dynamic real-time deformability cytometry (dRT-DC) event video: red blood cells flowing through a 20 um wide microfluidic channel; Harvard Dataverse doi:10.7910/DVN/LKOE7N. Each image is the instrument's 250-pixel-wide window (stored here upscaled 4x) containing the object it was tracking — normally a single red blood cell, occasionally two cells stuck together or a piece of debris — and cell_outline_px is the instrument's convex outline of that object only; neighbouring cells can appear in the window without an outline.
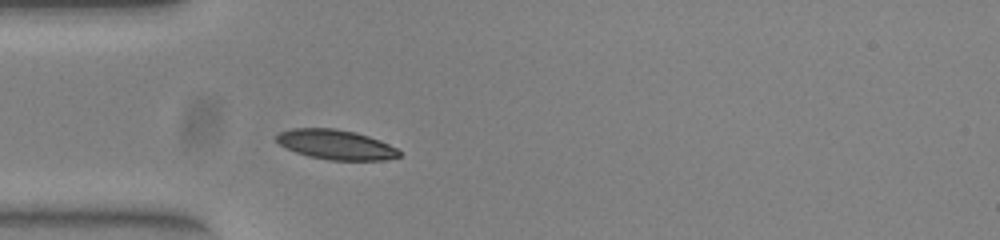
{"species": "common noctule bat (a hibernating species)", "species_latin": "Nyctalus noctula", "temperature_condition": "warm", "stored_images_in_passage": 38, "camera_frame_rate_fps": 3000, "um_per_image_px": 0.085, "animal": {"sex": "female", "body_mass_g": 23.0, "forearm_length_mm": 53.4}, "frame": {"image": 1, "passage_image": 1, "time_ms": 0.0, "image_size_px": [1000, 240], "cell_outline_px": [[400, 156], [384, 160], [328, 160], [308, 156], [296, 152], [280, 144], [276, 140], [276, 136], [280, 132], [292, 128], [332, 128], [356, 132], [380, 140], [396, 148], [400, 152]], "centroid_in_image_um": [28.55, 12.29], "position_along_channel_um": 56.5, "area_um2": 21.15}}
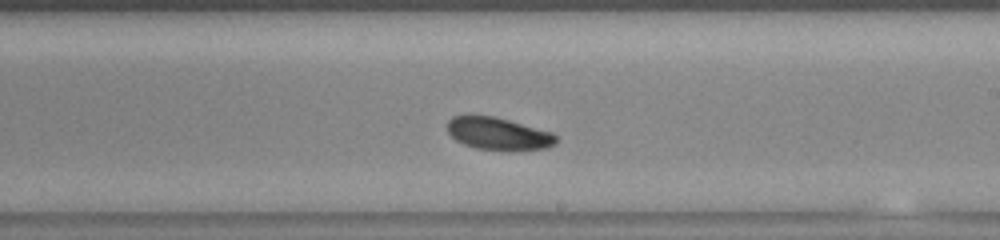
{"frame": {"image": 2, "passage_image": 16, "time_ms": 5.0, "image_size_px": [1000, 240], "cell_outline_px": [[556, 144], [548, 148], [476, 148], [464, 144], [456, 140], [448, 132], [448, 120], [452, 116], [492, 116], [508, 120], [552, 132], [556, 136]], "centroid_in_image_um": [42.33, 11.33], "position_along_channel_um": 246.7, "area_um2": 19.65}}
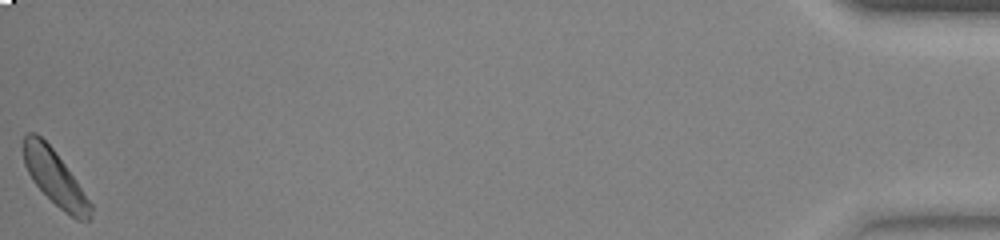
{"frame": {"image": 3, "passage_image": 38, "time_ms": 12.333, "image_size_px": [1000, 240], "cell_outline_px": [[92, 212], [88, 220], [76, 220], [64, 212], [32, 180], [24, 164], [24, 136], [28, 132], [36, 132], [52, 148], [64, 164], [92, 204]], "centroid_in_image_um": [4.66, 15.12], "position_along_channel_um": 430.5, "area_um2": 20.87}, "authors_computed_cell_mechanics": {"area_um2": 21.1259, "velocity_mm_per_s": 3.8997, "shape_relaxation_time_tau1_ms": 1.3043, "shape_relaxation_time_tau2_ms": null, "deformation_change_tau1": 0.065, "deformation_change_tau2": null}}